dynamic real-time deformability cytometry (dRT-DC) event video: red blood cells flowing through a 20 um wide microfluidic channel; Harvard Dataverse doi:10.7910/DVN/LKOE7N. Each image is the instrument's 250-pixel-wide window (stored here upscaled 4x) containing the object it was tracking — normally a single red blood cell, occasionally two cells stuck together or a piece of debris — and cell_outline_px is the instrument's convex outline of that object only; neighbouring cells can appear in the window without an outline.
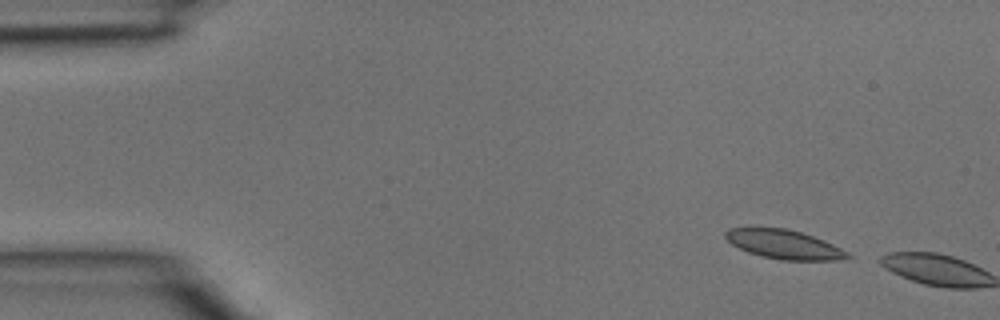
{"species": "common noctule bat (a hibernating species)", "species_latin": "Nyctalus noctula", "temperature_condition": "room temperature", "stored_images_in_passage": 2, "camera_frame_rate_fps": 3000, "um_per_image_px": 0.085, "animal": {"sex": "male", "body_mass_g": 15.6}, "frame": {"image": 1, "passage_image": 1, "time_ms": 0.0, "image_size_px": [1000, 320], "cell_outline_px": [[852, 256], [840, 260], [780, 260], [760, 256], [748, 252], [732, 244], [724, 236], [724, 232], [728, 228], [784, 228], [800, 232], [824, 240], [848, 252]], "centroid_in_image_um": [66.63, 20.78], "position_along_channel_um": 18.4, "area_um2": 20.52}}